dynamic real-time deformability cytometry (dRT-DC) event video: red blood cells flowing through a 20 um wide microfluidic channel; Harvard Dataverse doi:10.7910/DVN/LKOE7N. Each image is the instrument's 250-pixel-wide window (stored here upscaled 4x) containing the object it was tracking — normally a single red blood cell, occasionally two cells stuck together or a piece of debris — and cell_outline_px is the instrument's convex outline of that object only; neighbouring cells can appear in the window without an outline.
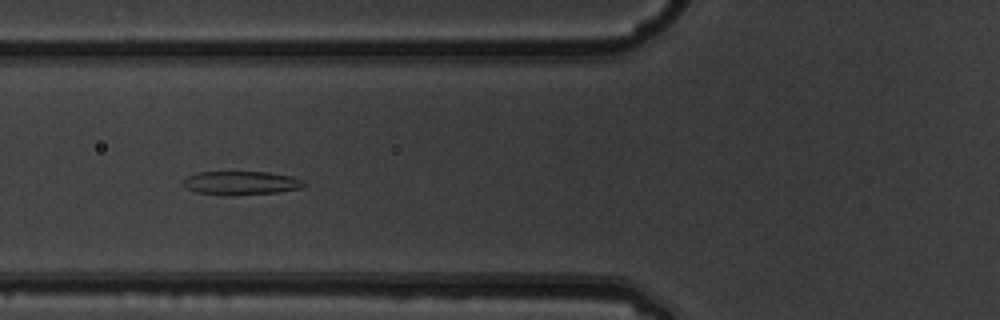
{"species": "common noctule bat (a hibernating species)", "species_latin": "Nyctalus noctula", "temperature_condition": "warm", "stored_images_in_passage": 8, "camera_frame_rate_fps": 3000, "um_per_image_px": 0.085, "animal": {"sex": "male", "body_mass_g": 19.5, "forearm_length_mm": 54.6}, "frame": {"image": 1, "passage_image": 6, "time_ms": 1.667, "image_size_px": [1000, 320], "cell_outline_px": [[308, 184], [300, 188], [276, 192], [228, 196], [196, 192], [188, 188], [184, 184], [184, 180], [188, 176], [200, 172], [268, 172], [292, 176], [304, 180]], "centroid_in_image_um": [20.54, 15.55], "position_along_channel_um": 105.3, "area_um2": 16.59}}
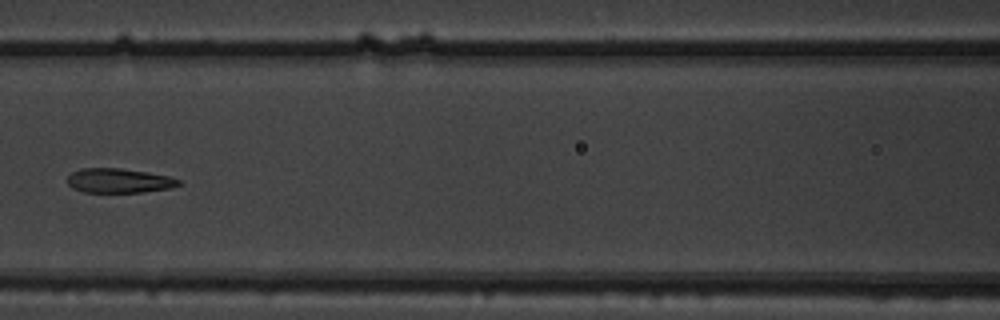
{"frame": {"image": 2, "passage_image": 7, "time_ms": 2.0, "image_size_px": [1000, 320], "cell_outline_px": [[180, 184], [172, 188], [140, 192], [84, 192], [72, 188], [68, 184], [68, 176], [72, 172], [80, 168], [120, 168], [148, 172], [168, 176], [180, 180]], "centroid_in_image_um": [10.1, 15.35], "position_along_channel_um": 156.5, "area_um2": 15.84}}
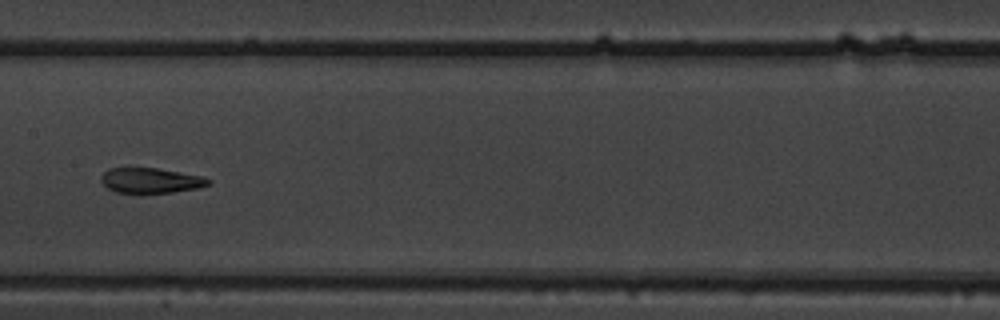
{"frame": {"image": 3, "passage_image": 8, "time_ms": 2.333, "image_size_px": [1000, 320], "cell_outline_px": [[212, 184], [200, 188], [172, 192], [116, 192], [108, 188], [100, 180], [100, 176], [108, 168], [128, 164], [156, 168], [204, 176], [212, 180]], "centroid_in_image_um": [12.79, 15.28], "position_along_channel_um": 194.6, "area_um2": 16.42}}